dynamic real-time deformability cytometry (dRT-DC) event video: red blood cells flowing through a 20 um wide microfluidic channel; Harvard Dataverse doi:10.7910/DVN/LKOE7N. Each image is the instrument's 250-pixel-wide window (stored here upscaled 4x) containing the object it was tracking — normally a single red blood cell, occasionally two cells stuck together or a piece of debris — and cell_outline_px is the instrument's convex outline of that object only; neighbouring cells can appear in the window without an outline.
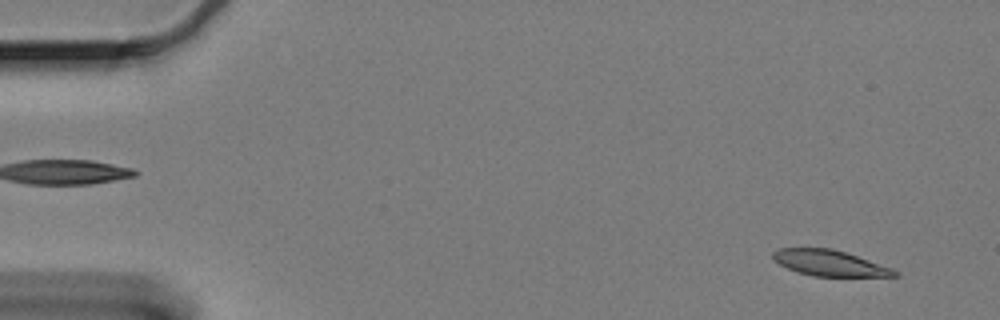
{"species": "Egyptian fruit bat (a non-hibernating species)", "species_latin": "Rousettus aegyptiacus", "temperature_condition": "cold", "stored_images_in_passage": 12, "segment_of_instrument_passage": [1, 2], "camera_frame_rate_fps": 3000, "um_per_image_px": 0.085, "animal": {"sex": "female"}, "frame": {"image": 1, "passage_image": 3, "time_ms": 0.667, "image_size_px": [1000, 320], "cell_outline_px": [[900, 276], [812, 276], [796, 272], [772, 260], [772, 252], [776, 248], [832, 248], [892, 268], [900, 272]], "centroid_in_image_um": [70.47, 22.36], "position_along_channel_um": 14.5, "area_um2": 18.26}}